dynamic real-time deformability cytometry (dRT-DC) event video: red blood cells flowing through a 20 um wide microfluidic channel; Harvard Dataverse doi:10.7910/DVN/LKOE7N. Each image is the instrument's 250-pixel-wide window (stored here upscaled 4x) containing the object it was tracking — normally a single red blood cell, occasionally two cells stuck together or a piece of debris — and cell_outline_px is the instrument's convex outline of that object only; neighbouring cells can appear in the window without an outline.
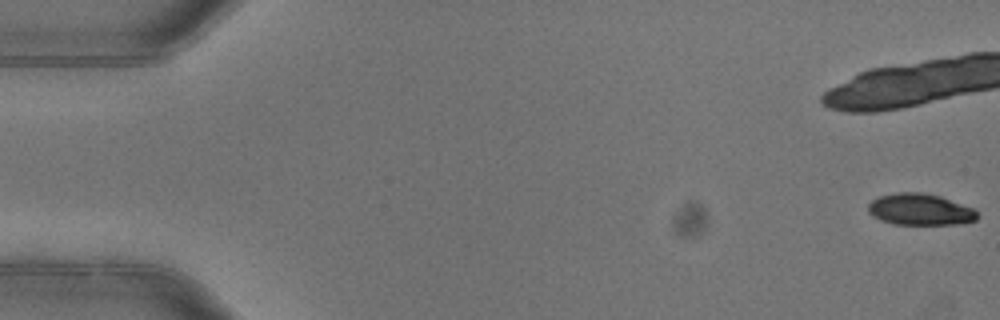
{"species": "common noctule bat (a hibernating species)", "species_latin": "Nyctalus noctula", "temperature_condition": "warm", "stored_images_in_passage": 2, "camera_frame_rate_fps": 3000, "um_per_image_px": 0.085, "animal": {"sex": "female"}, "frame": {"image": 1, "passage_image": 2, "time_ms": 0.333, "image_size_px": [1000, 320], "cell_outline_px": [[980, 216], [976, 220], [960, 224], [892, 224], [880, 220], [872, 216], [868, 212], [868, 204], [872, 200], [880, 196], [900, 192], [920, 192], [940, 196], [976, 208]], "centroid_in_image_um": [78.25, 17.81], "position_along_channel_um": 6.8, "area_um2": 20.29}}